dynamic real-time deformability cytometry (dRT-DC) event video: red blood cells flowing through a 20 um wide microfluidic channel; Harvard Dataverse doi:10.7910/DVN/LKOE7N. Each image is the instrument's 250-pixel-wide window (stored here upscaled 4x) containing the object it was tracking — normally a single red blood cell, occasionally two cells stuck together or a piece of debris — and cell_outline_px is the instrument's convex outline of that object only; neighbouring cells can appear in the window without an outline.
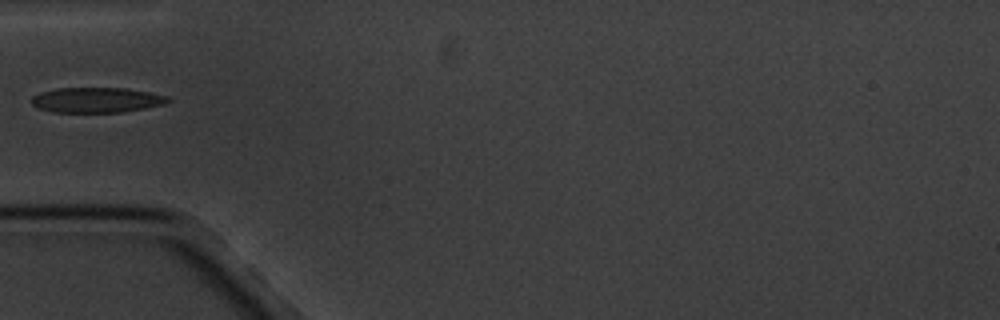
{"species": "common noctule bat (a hibernating species)", "species_latin": "Nyctalus noctula", "temperature_condition": "cold", "stored_images_in_passage": 5, "camera_frame_rate_fps": 3000, "um_per_image_px": 0.085, "animal": {"sex": "male", "body_mass_g": 20.1, "forearm_length_mm": 53.5}, "frame": {"image": 1, "passage_image": 5, "time_ms": 4.667, "image_size_px": [1000, 320], "cell_outline_px": [[172, 100], [164, 104], [124, 112], [52, 112], [36, 108], [32, 104], [32, 96], [40, 92], [56, 88], [128, 88], [168, 96]], "centroid_in_image_um": [8.19, 8.5], "position_along_channel_um": 76.8, "area_um2": 20.11}}